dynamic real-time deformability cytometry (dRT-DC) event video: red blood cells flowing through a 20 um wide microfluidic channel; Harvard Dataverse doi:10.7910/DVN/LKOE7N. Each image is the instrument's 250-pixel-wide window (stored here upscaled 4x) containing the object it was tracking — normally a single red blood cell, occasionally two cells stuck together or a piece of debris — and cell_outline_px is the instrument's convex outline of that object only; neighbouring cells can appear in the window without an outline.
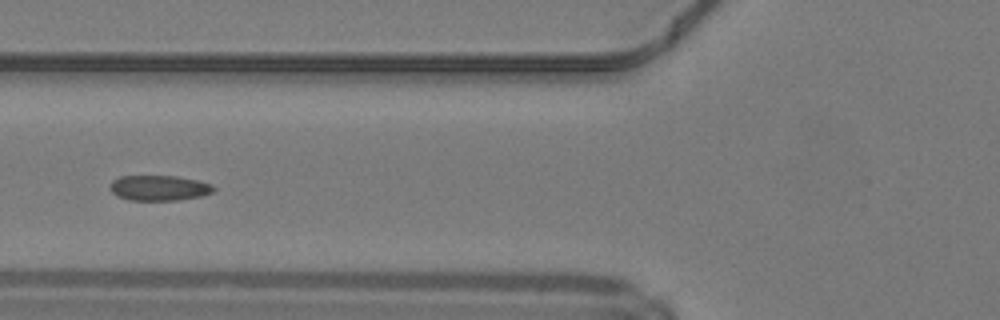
{"species": "common noctule bat (a hibernating species)", "species_latin": "Nyctalus noctula", "temperature_condition": "warm", "stored_images_in_passage": 35, "camera_frame_rate_fps": 3000, "um_per_image_px": 0.085, "animal": {"sex": "male", "body_mass_g": 19.2, "forearm_length_mm": 51.8}, "frame": {"image": 1, "passage_image": 6, "time_ms": 1.667, "image_size_px": [1000, 320], "cell_outline_px": [[216, 188], [212, 192], [200, 196], [180, 200], [128, 200], [116, 196], [112, 192], [112, 180], [120, 176], [176, 176], [196, 180], [212, 184]], "centroid_in_image_um": [13.53, 15.98], "position_along_channel_um": 112.3, "area_um2": 15.2}}
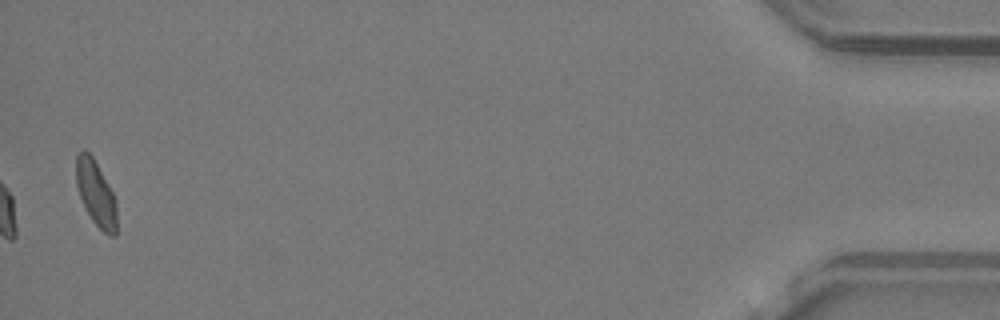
{"frame": {"image": 2, "passage_image": 35, "time_ms": 11.333, "image_size_px": [1000, 320], "cell_outline_px": [[116, 236], [112, 236], [104, 232], [92, 220], [80, 196], [76, 184], [76, 156], [84, 148], [92, 156], [108, 184], [116, 200]], "centroid_in_image_um": [8.15, 16.42], "position_along_channel_um": 427.0, "area_um2": 15.14}}